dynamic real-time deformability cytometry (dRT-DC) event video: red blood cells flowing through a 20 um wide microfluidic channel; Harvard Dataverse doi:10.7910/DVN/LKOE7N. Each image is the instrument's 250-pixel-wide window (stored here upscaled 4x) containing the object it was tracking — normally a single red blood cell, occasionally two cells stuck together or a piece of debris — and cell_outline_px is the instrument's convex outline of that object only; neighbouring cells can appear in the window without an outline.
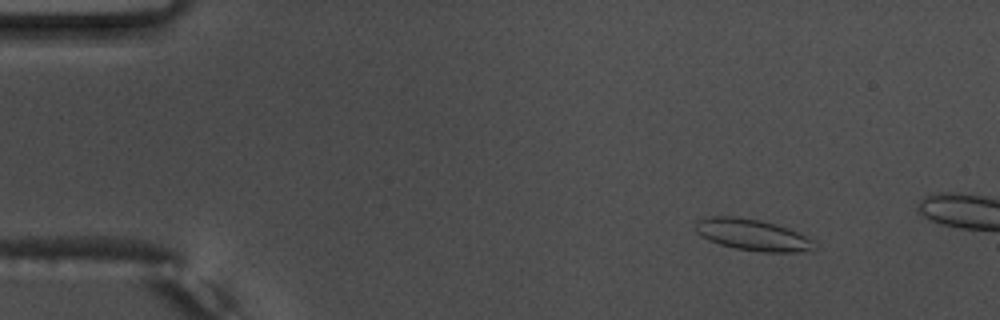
{"species": "common noctule bat (a hibernating species)", "species_latin": "Nyctalus noctula", "temperature_condition": "warm", "stored_images_in_passage": 17, "camera_frame_rate_fps": 3000, "um_per_image_px": 0.085, "animal": {"sex": "male", "body_mass_g": 17.5, "forearm_length_mm": 52.3}, "frame": {"image": 1, "passage_image": 8, "time_ms": 2.333, "image_size_px": [1000, 320], "cell_outline_px": [[812, 240], [808, 248], [800, 252], [764, 252], [736, 248], [720, 244], [708, 240], [700, 236], [692, 228], [692, 224], [696, 220], [704, 216], [732, 216], [760, 220], [776, 224], [788, 228]], "centroid_in_image_um": [63.77, 19.92], "position_along_channel_um": 21.2, "area_um2": 21.56}}